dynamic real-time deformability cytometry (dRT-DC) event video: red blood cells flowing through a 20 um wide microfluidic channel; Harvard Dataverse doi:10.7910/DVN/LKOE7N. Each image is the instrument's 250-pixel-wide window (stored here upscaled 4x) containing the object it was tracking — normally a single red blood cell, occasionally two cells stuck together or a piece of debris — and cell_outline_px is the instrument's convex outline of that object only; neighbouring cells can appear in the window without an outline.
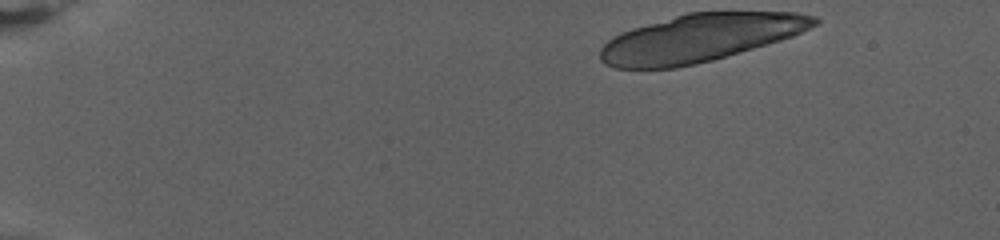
{"species": "human", "species_latin": "Homo sapiens", "temperature_condition": "warm", "stored_images_in_passage": 23, "camera_frame_rate_fps": 3000, "um_per_image_px": 0.085, "donor": {"sex": "female"}, "frame": {"image": 1, "passage_image": 1, "time_ms": 0.0, "image_size_px": [1000, 240], "cell_outline_px": [[820, 24], [792, 36], [780, 40], [712, 60], [696, 64], [676, 68], [616, 68], [604, 64], [600, 60], [600, 48], [608, 40], [620, 32], [632, 28], [688, 12], [796, 12], [816, 16], [820, 20]], "centroid_in_image_um": [59.5, 3.22], "position_along_channel_um": 25.5, "area_um2": 59.36}}
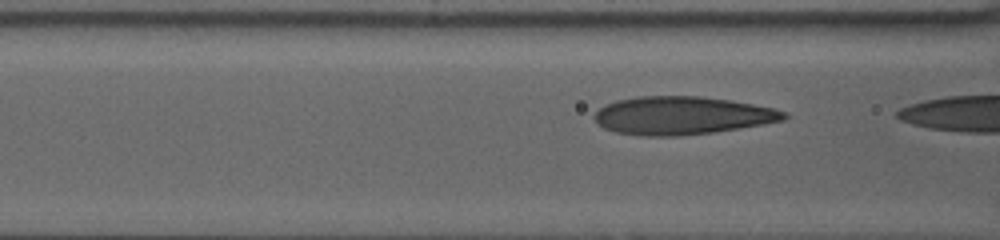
{"frame": {"image": 2, "passage_image": 21, "time_ms": 6.667, "image_size_px": [1000, 240], "cell_outline_px": [[788, 116], [784, 120], [764, 124], [712, 132], [680, 136], [644, 136], [616, 132], [604, 128], [592, 116], [600, 108], [616, 100], [636, 96], [700, 96], [732, 100], [776, 108], [788, 112]], "centroid_in_image_um": [58.01, 9.81], "position_along_channel_um": 108.6, "area_um2": 42.14}}